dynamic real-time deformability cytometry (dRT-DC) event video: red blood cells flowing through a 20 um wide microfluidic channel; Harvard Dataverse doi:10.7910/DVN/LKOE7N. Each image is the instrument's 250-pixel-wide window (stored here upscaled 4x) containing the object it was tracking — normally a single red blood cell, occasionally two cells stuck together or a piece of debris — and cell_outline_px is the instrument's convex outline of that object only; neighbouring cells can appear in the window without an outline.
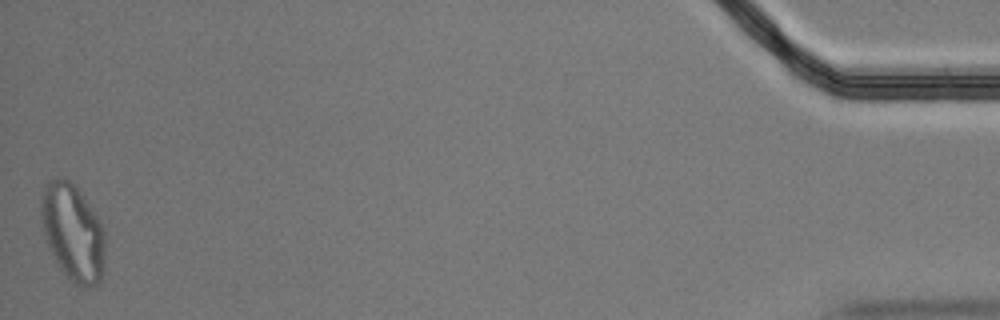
{"species": "Egyptian fruit bat (a non-hibernating species)", "species_latin": "Rousettus aegyptiacus", "temperature_condition": "cold", "stored_images_in_passage": 56, "segment_of_instrument_passage": [2, 2], "camera_frame_rate_fps": 3000, "um_per_image_px": 0.085, "animal": {"sex": "male"}, "frame": {"image": 1, "passage_image": 56, "time_ms": 18.333, "image_size_px": [1000, 320], "cell_outline_px": [[104, 268], [100, 284], [76, 284], [60, 268], [48, 248], [40, 220], [40, 200], [44, 188], [48, 180], [56, 176], [60, 176], [68, 180], [84, 196], [100, 220], [104, 228]], "centroid_in_image_um": [6.17, 19.7], "position_along_channel_um": 429.0, "area_um2": 36.18}}